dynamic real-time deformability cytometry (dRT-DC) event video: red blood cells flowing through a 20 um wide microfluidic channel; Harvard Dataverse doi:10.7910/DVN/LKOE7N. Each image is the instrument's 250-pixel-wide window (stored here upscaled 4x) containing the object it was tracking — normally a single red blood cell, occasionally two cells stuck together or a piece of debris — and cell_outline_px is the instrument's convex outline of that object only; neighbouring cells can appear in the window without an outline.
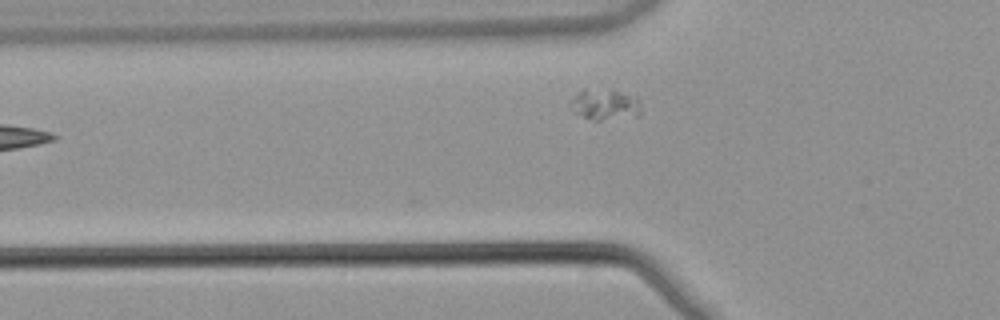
{"species": "common noctule bat (a hibernating species)", "species_latin": "Nyctalus noctula", "temperature_condition": "warm", "stored_images_in_passage": 4, "camera_frame_rate_fps": 3000, "um_per_image_px": 0.085, "animal": {"sex": "male", "body_mass_g": 21.5, "forearm_length_mm": 52.0}, "frame": {"image": 1, "passage_image": 4, "time_ms": 1.0, "image_size_px": [1000, 320], "cell_outline_px": [[640, 112], [636, 116], [600, 120], [592, 120], [572, 112], [568, 108], [568, 104], [576, 92], [580, 88], [612, 88], [636, 96], [640, 100]], "centroid_in_image_um": [51.35, 8.83], "position_along_channel_um": 74.4, "area_um2": 13.47}}